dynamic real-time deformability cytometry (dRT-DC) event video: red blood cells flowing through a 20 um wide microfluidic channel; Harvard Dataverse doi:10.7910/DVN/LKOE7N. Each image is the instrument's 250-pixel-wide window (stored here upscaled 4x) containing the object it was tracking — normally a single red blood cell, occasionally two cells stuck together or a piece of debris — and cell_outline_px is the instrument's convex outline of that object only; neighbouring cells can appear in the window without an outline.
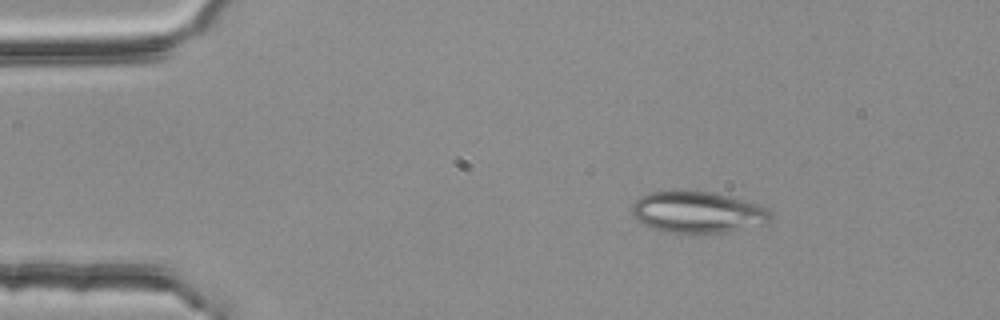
{"species": "common noctule bat (a hibernating species)", "species_latin": "Nyctalus noctula", "temperature_condition": "room temperature", "stored_images_in_passage": 3, "camera_frame_rate_fps": 3000, "um_per_image_px": 0.085, "animal": {"sex": "female", "body_mass_g": 25.1}, "frame": {"image": 1, "passage_image": 2, "time_ms": 0.333, "image_size_px": [1000, 320], "cell_outline_px": [[772, 220], [768, 224], [724, 232], [672, 232], [652, 228], [636, 220], [632, 216], [632, 204], [640, 196], [648, 192], [712, 192], [764, 204], [772, 212]], "centroid_in_image_um": [59.38, 18.03], "position_along_channel_um": 25.6, "area_um2": 33.52}}